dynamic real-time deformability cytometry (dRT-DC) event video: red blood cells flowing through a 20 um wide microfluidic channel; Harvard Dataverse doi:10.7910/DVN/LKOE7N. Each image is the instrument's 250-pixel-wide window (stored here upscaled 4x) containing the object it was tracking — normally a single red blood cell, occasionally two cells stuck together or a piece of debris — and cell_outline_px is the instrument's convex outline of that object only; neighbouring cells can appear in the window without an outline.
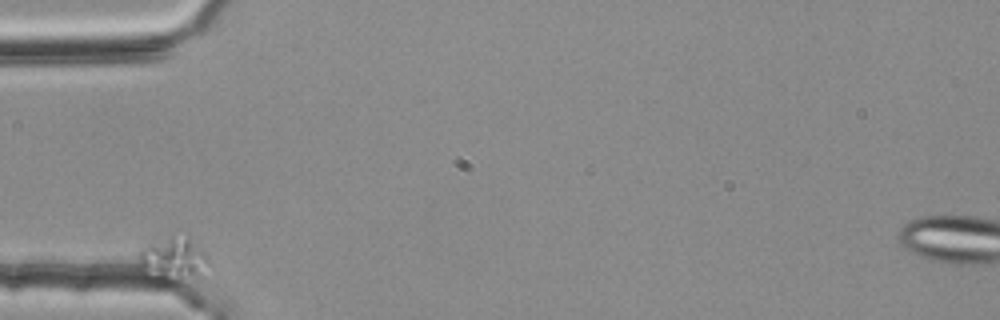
{"species": "common noctule bat (a hibernating species)", "species_latin": "Nyctalus noctula", "temperature_condition": "room temperature", "stored_images_in_passage": 38, "camera_frame_rate_fps": 3000, "um_per_image_px": 0.085, "animal": {"sex": "female", "body_mass_g": 25.1}, "frame": {"image": 1, "passage_image": 1, "time_ms": 0.0, "image_size_px": [1000, 320], "cell_outline_px": [[212, 264], [200, 276], [176, 284], [172, 284], [160, 280], [140, 272], [136, 260], [140, 248], [148, 244], [172, 236], [188, 232], [208, 256]], "centroid_in_image_um": [14.75, 22.04], "position_along_channel_um": 70.3, "area_um2": 19.19}}